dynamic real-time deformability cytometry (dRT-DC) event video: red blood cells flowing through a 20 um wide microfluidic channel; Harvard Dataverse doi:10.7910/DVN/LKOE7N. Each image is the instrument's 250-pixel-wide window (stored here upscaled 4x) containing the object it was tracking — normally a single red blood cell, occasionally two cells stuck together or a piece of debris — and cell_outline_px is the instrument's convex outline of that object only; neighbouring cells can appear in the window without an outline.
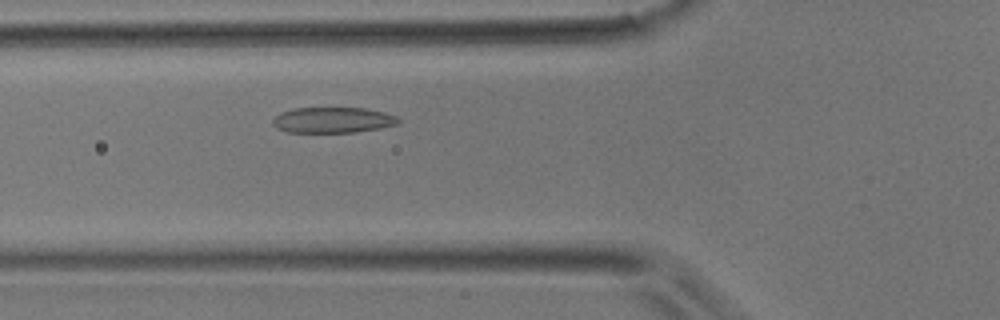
{"species": "common noctule bat (a hibernating species)", "species_latin": "Nyctalus noctula", "temperature_condition": "room temperature", "stored_images_in_passage": 38, "camera_frame_rate_fps": 3000, "um_per_image_px": 0.085, "animal": {"sex": "male", "body_mass_g": 17.9}, "frame": {"image": 1, "passage_image": 9, "time_ms": 2.667, "image_size_px": [1000, 320], "cell_outline_px": [[400, 124], [380, 128], [356, 132], [288, 132], [276, 128], [272, 124], [272, 120], [280, 112], [292, 108], [364, 108], [384, 112], [396, 116], [400, 120]], "centroid_in_image_um": [28.29, 10.2], "position_along_channel_um": 97.5, "area_um2": 18.9}}
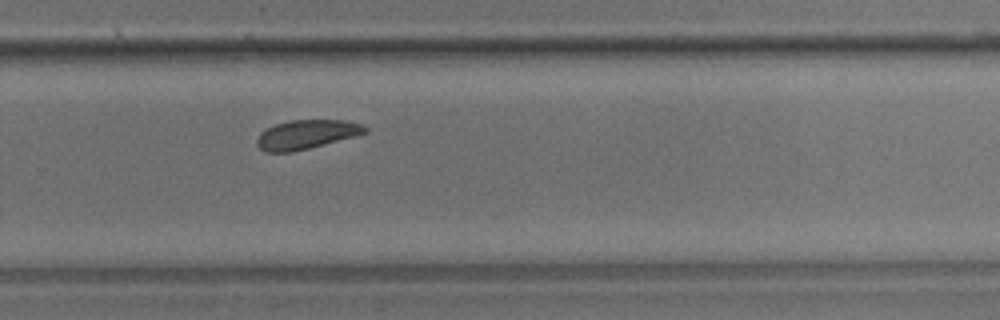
{"frame": {"image": 2, "passage_image": 23, "time_ms": 7.333, "image_size_px": [1000, 320], "cell_outline_px": [[368, 132], [356, 136], [292, 152], [264, 152], [256, 144], [256, 140], [260, 132], [276, 124], [292, 120], [344, 120], [360, 124], [368, 128]], "centroid_in_image_um": [26.04, 11.43], "position_along_channel_um": 303.8, "area_um2": 18.21}}
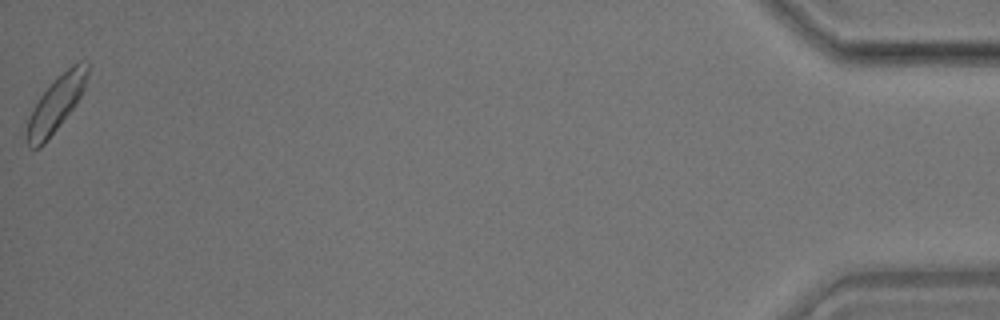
{"frame": {"image": 3, "passage_image": 38, "time_ms": 12.333, "image_size_px": [1000, 320], "cell_outline_px": [[88, 76], [84, 88], [76, 104], [44, 144], [40, 148], [28, 148], [28, 116], [32, 108], [40, 96], [72, 64], [80, 60], [88, 60]], "centroid_in_image_um": [4.79, 8.82], "position_along_channel_um": 430.4, "area_um2": 18.96}}